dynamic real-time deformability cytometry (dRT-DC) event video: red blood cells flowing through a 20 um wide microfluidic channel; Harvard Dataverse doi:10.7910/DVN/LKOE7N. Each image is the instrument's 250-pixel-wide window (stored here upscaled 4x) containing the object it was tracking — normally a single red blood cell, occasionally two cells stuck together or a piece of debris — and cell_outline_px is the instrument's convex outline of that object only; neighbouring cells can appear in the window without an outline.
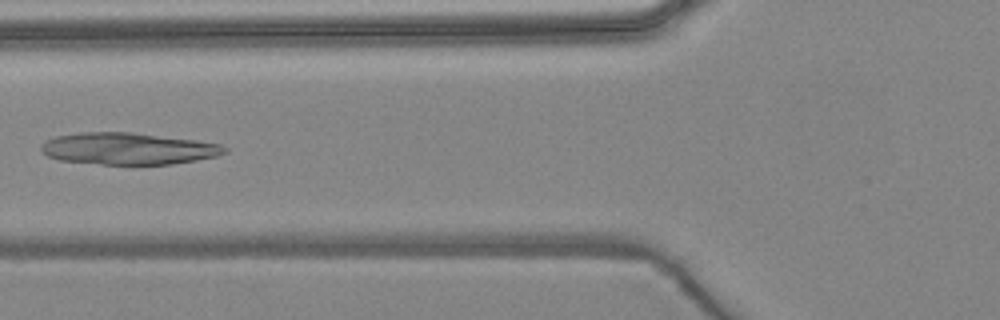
{"species": "common noctule bat (a hibernating species)", "species_latin": "Nyctalus noctula", "temperature_condition": "warm", "stored_images_in_passage": 6, "camera_frame_rate_fps": 3000, "um_per_image_px": 0.085, "animal": {"sex": "female", "body_mass_g": 24.6, "forearm_length_mm": 56.2}, "frame": {"image": 1, "passage_image": 5, "time_ms": 5.667, "image_size_px": [1000, 320], "cell_outline_px": [[228, 152], [216, 156], [196, 160], [172, 164], [100, 164], [60, 160], [48, 156], [40, 152], [40, 144], [44, 140], [56, 136], [80, 132], [132, 132], [196, 140], [220, 144], [228, 148]], "centroid_in_image_um": [10.86, 12.63], "position_along_channel_um": 114.9, "area_um2": 34.16}}
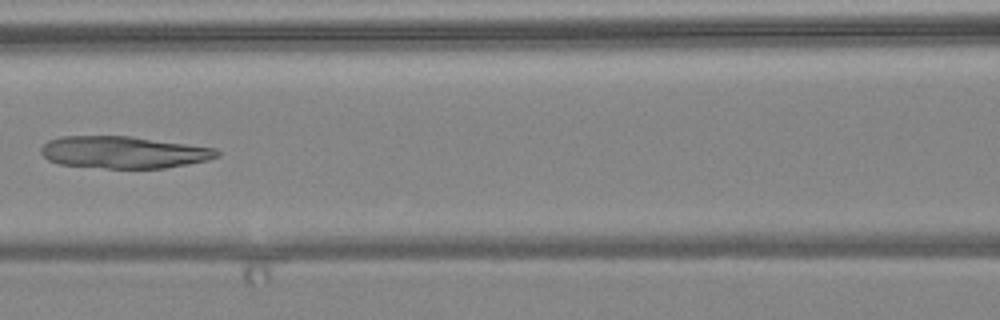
{"frame": {"image": 2, "passage_image": 6, "time_ms": 6.667, "image_size_px": [1000, 320], "cell_outline_px": [[220, 156], [208, 160], [188, 164], [164, 168], [104, 168], [60, 164], [48, 160], [40, 152], [40, 148], [48, 140], [60, 136], [132, 136], [216, 148], [220, 152]], "centroid_in_image_um": [10.51, 12.94], "position_along_channel_um": 156.1, "area_um2": 33.0}}